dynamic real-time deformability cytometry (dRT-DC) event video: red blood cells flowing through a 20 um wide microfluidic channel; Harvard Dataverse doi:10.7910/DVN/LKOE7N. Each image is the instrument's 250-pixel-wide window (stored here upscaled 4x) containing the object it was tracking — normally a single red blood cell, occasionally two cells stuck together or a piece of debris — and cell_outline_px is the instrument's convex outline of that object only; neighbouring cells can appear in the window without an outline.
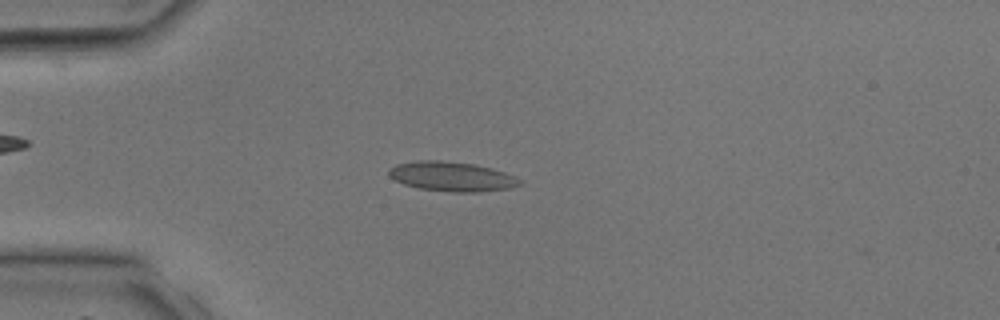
{"species": "common noctule bat (a hibernating species)", "species_latin": "Nyctalus noctula", "temperature_condition": "room temperature", "stored_images_in_passage": 38, "camera_frame_rate_fps": 3000, "um_per_image_px": 0.085, "animal": {"sex": "male", "body_mass_g": 17.9, "forearm_length_mm": 54.2}, "frame": {"image": 1, "passage_image": 10, "time_ms": 3.0, "image_size_px": [1000, 320], "cell_outline_px": [[524, 184], [508, 188], [476, 192], [452, 192], [420, 188], [404, 184], [388, 176], [388, 168], [396, 164], [416, 160], [440, 160], [472, 164], [492, 168], [516, 176], [524, 180]], "centroid_in_image_um": [38.42, 14.99], "position_along_channel_um": 46.6, "area_um2": 22.66}}
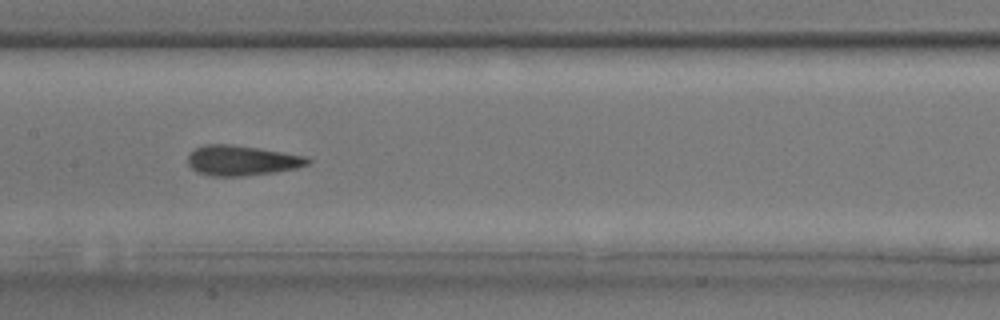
{"frame": {"image": 2, "passage_image": 19, "time_ms": 6.0, "image_size_px": [1000, 320], "cell_outline_px": [[312, 160], [308, 164], [296, 168], [272, 172], [244, 176], [212, 176], [196, 172], [188, 164], [188, 156], [192, 148], [204, 144], [232, 144], [260, 148], [308, 156]], "centroid_in_image_um": [20.53, 13.62], "position_along_channel_um": 186.9, "area_um2": 21.27}}
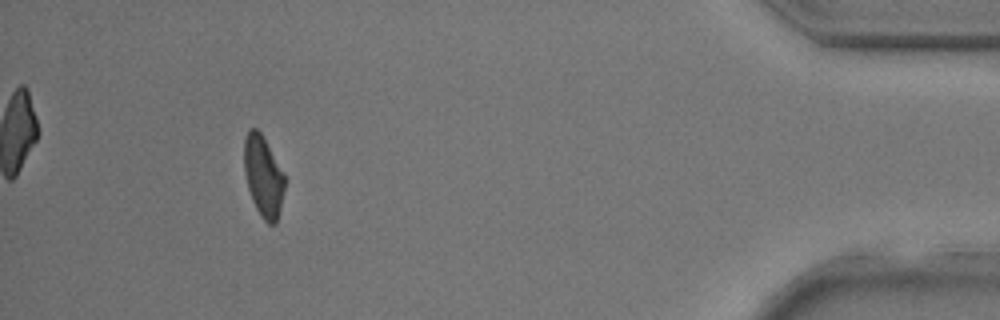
{"frame": {"image": 3, "passage_image": 35, "time_ms": 11.333, "image_size_px": [1000, 320], "cell_outline_px": [[284, 188], [280, 208], [276, 224], [268, 224], [260, 216], [252, 200], [248, 188], [244, 172], [244, 140], [248, 132], [252, 128], [256, 128], [260, 132], [284, 176]], "centroid_in_image_um": [22.35, 15.03], "position_along_channel_um": 412.8, "area_um2": 18.61}}